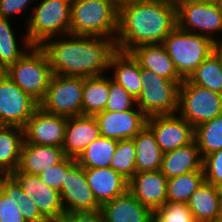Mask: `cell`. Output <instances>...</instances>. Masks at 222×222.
Segmentation results:
<instances>
[{"label":"cell","instance_id":"43","mask_svg":"<svg viewBox=\"0 0 222 222\" xmlns=\"http://www.w3.org/2000/svg\"><path fill=\"white\" fill-rule=\"evenodd\" d=\"M214 51L216 52V54L220 57L221 61H222V40H215L214 42Z\"/></svg>","mask_w":222,"mask_h":222},{"label":"cell","instance_id":"16","mask_svg":"<svg viewBox=\"0 0 222 222\" xmlns=\"http://www.w3.org/2000/svg\"><path fill=\"white\" fill-rule=\"evenodd\" d=\"M100 136L115 140L133 139L147 123V116L141 109L122 112L102 111L95 115Z\"/></svg>","mask_w":222,"mask_h":222},{"label":"cell","instance_id":"35","mask_svg":"<svg viewBox=\"0 0 222 222\" xmlns=\"http://www.w3.org/2000/svg\"><path fill=\"white\" fill-rule=\"evenodd\" d=\"M11 28L9 19L0 17V64L5 69L19 60L26 52L17 46L15 34Z\"/></svg>","mask_w":222,"mask_h":222},{"label":"cell","instance_id":"47","mask_svg":"<svg viewBox=\"0 0 222 222\" xmlns=\"http://www.w3.org/2000/svg\"><path fill=\"white\" fill-rule=\"evenodd\" d=\"M6 75V69L0 64V79Z\"/></svg>","mask_w":222,"mask_h":222},{"label":"cell","instance_id":"39","mask_svg":"<svg viewBox=\"0 0 222 222\" xmlns=\"http://www.w3.org/2000/svg\"><path fill=\"white\" fill-rule=\"evenodd\" d=\"M202 168L205 182L214 186L222 183V149L203 158Z\"/></svg>","mask_w":222,"mask_h":222},{"label":"cell","instance_id":"31","mask_svg":"<svg viewBox=\"0 0 222 222\" xmlns=\"http://www.w3.org/2000/svg\"><path fill=\"white\" fill-rule=\"evenodd\" d=\"M194 85L222 94V61L212 52L187 78Z\"/></svg>","mask_w":222,"mask_h":222},{"label":"cell","instance_id":"14","mask_svg":"<svg viewBox=\"0 0 222 222\" xmlns=\"http://www.w3.org/2000/svg\"><path fill=\"white\" fill-rule=\"evenodd\" d=\"M68 117L51 114L38 107L26 126L24 139L27 143L62 147Z\"/></svg>","mask_w":222,"mask_h":222},{"label":"cell","instance_id":"50","mask_svg":"<svg viewBox=\"0 0 222 222\" xmlns=\"http://www.w3.org/2000/svg\"><path fill=\"white\" fill-rule=\"evenodd\" d=\"M5 127L6 125L0 119V131L3 130Z\"/></svg>","mask_w":222,"mask_h":222},{"label":"cell","instance_id":"18","mask_svg":"<svg viewBox=\"0 0 222 222\" xmlns=\"http://www.w3.org/2000/svg\"><path fill=\"white\" fill-rule=\"evenodd\" d=\"M100 136L99 125L95 116L78 115L68 117L63 151L66 157L76 159Z\"/></svg>","mask_w":222,"mask_h":222},{"label":"cell","instance_id":"9","mask_svg":"<svg viewBox=\"0 0 222 222\" xmlns=\"http://www.w3.org/2000/svg\"><path fill=\"white\" fill-rule=\"evenodd\" d=\"M85 78L52 75L39 107L48 113L66 117L82 115Z\"/></svg>","mask_w":222,"mask_h":222},{"label":"cell","instance_id":"28","mask_svg":"<svg viewBox=\"0 0 222 222\" xmlns=\"http://www.w3.org/2000/svg\"><path fill=\"white\" fill-rule=\"evenodd\" d=\"M110 95V78L103 75L85 78L82 115L95 116L105 110Z\"/></svg>","mask_w":222,"mask_h":222},{"label":"cell","instance_id":"26","mask_svg":"<svg viewBox=\"0 0 222 222\" xmlns=\"http://www.w3.org/2000/svg\"><path fill=\"white\" fill-rule=\"evenodd\" d=\"M136 147V172L160 170L163 152L152 131L145 126L134 138Z\"/></svg>","mask_w":222,"mask_h":222},{"label":"cell","instance_id":"42","mask_svg":"<svg viewBox=\"0 0 222 222\" xmlns=\"http://www.w3.org/2000/svg\"><path fill=\"white\" fill-rule=\"evenodd\" d=\"M31 0H0V17L9 19L12 14L28 8Z\"/></svg>","mask_w":222,"mask_h":222},{"label":"cell","instance_id":"5","mask_svg":"<svg viewBox=\"0 0 222 222\" xmlns=\"http://www.w3.org/2000/svg\"><path fill=\"white\" fill-rule=\"evenodd\" d=\"M214 42L212 38L186 32L176 26L164 39L162 45L171 57L179 75L187 79L214 52Z\"/></svg>","mask_w":222,"mask_h":222},{"label":"cell","instance_id":"45","mask_svg":"<svg viewBox=\"0 0 222 222\" xmlns=\"http://www.w3.org/2000/svg\"><path fill=\"white\" fill-rule=\"evenodd\" d=\"M215 187L218 193L219 201L222 204V183L215 185Z\"/></svg>","mask_w":222,"mask_h":222},{"label":"cell","instance_id":"37","mask_svg":"<svg viewBox=\"0 0 222 222\" xmlns=\"http://www.w3.org/2000/svg\"><path fill=\"white\" fill-rule=\"evenodd\" d=\"M137 104L136 99L121 85L110 79V95L105 111L122 112L132 109Z\"/></svg>","mask_w":222,"mask_h":222},{"label":"cell","instance_id":"8","mask_svg":"<svg viewBox=\"0 0 222 222\" xmlns=\"http://www.w3.org/2000/svg\"><path fill=\"white\" fill-rule=\"evenodd\" d=\"M177 114L194 128L222 114V94L191 84H180Z\"/></svg>","mask_w":222,"mask_h":222},{"label":"cell","instance_id":"2","mask_svg":"<svg viewBox=\"0 0 222 222\" xmlns=\"http://www.w3.org/2000/svg\"><path fill=\"white\" fill-rule=\"evenodd\" d=\"M176 26L171 0H133L119 8L116 48L130 53L141 45L162 44Z\"/></svg>","mask_w":222,"mask_h":222},{"label":"cell","instance_id":"41","mask_svg":"<svg viewBox=\"0 0 222 222\" xmlns=\"http://www.w3.org/2000/svg\"><path fill=\"white\" fill-rule=\"evenodd\" d=\"M59 222H106L102 210L65 213Z\"/></svg>","mask_w":222,"mask_h":222},{"label":"cell","instance_id":"6","mask_svg":"<svg viewBox=\"0 0 222 222\" xmlns=\"http://www.w3.org/2000/svg\"><path fill=\"white\" fill-rule=\"evenodd\" d=\"M183 81H171L141 68L142 89L136 99L137 108L147 116L177 113L179 88Z\"/></svg>","mask_w":222,"mask_h":222},{"label":"cell","instance_id":"10","mask_svg":"<svg viewBox=\"0 0 222 222\" xmlns=\"http://www.w3.org/2000/svg\"><path fill=\"white\" fill-rule=\"evenodd\" d=\"M176 18L179 29L207 36L214 41L212 34L222 31V5L202 0L182 2L176 6ZM195 29L199 32H194Z\"/></svg>","mask_w":222,"mask_h":222},{"label":"cell","instance_id":"23","mask_svg":"<svg viewBox=\"0 0 222 222\" xmlns=\"http://www.w3.org/2000/svg\"><path fill=\"white\" fill-rule=\"evenodd\" d=\"M203 159L196 141L163 153L160 171L167 179L196 170H203Z\"/></svg>","mask_w":222,"mask_h":222},{"label":"cell","instance_id":"12","mask_svg":"<svg viewBox=\"0 0 222 222\" xmlns=\"http://www.w3.org/2000/svg\"><path fill=\"white\" fill-rule=\"evenodd\" d=\"M38 107L7 75L0 79V119L6 126L24 128Z\"/></svg>","mask_w":222,"mask_h":222},{"label":"cell","instance_id":"44","mask_svg":"<svg viewBox=\"0 0 222 222\" xmlns=\"http://www.w3.org/2000/svg\"><path fill=\"white\" fill-rule=\"evenodd\" d=\"M112 2L118 9L125 4H129L133 0H108Z\"/></svg>","mask_w":222,"mask_h":222},{"label":"cell","instance_id":"19","mask_svg":"<svg viewBox=\"0 0 222 222\" xmlns=\"http://www.w3.org/2000/svg\"><path fill=\"white\" fill-rule=\"evenodd\" d=\"M65 158L62 147L31 144L24 140L19 165L15 172L39 175L49 167L61 163Z\"/></svg>","mask_w":222,"mask_h":222},{"label":"cell","instance_id":"4","mask_svg":"<svg viewBox=\"0 0 222 222\" xmlns=\"http://www.w3.org/2000/svg\"><path fill=\"white\" fill-rule=\"evenodd\" d=\"M71 0H42L27 20L25 50L50 40L58 33L66 37L70 30Z\"/></svg>","mask_w":222,"mask_h":222},{"label":"cell","instance_id":"20","mask_svg":"<svg viewBox=\"0 0 222 222\" xmlns=\"http://www.w3.org/2000/svg\"><path fill=\"white\" fill-rule=\"evenodd\" d=\"M85 176L101 205L128 191L129 181L111 167L85 169Z\"/></svg>","mask_w":222,"mask_h":222},{"label":"cell","instance_id":"27","mask_svg":"<svg viewBox=\"0 0 222 222\" xmlns=\"http://www.w3.org/2000/svg\"><path fill=\"white\" fill-rule=\"evenodd\" d=\"M187 205L198 222H216L221 205L216 187L204 181Z\"/></svg>","mask_w":222,"mask_h":222},{"label":"cell","instance_id":"32","mask_svg":"<svg viewBox=\"0 0 222 222\" xmlns=\"http://www.w3.org/2000/svg\"><path fill=\"white\" fill-rule=\"evenodd\" d=\"M204 181L203 170H196L169 178L167 181V201L187 203Z\"/></svg>","mask_w":222,"mask_h":222},{"label":"cell","instance_id":"3","mask_svg":"<svg viewBox=\"0 0 222 222\" xmlns=\"http://www.w3.org/2000/svg\"><path fill=\"white\" fill-rule=\"evenodd\" d=\"M119 9L108 0H71L69 34L116 39Z\"/></svg>","mask_w":222,"mask_h":222},{"label":"cell","instance_id":"13","mask_svg":"<svg viewBox=\"0 0 222 222\" xmlns=\"http://www.w3.org/2000/svg\"><path fill=\"white\" fill-rule=\"evenodd\" d=\"M146 126L154 134L163 153L186 146L195 138L194 127L176 114L148 117Z\"/></svg>","mask_w":222,"mask_h":222},{"label":"cell","instance_id":"24","mask_svg":"<svg viewBox=\"0 0 222 222\" xmlns=\"http://www.w3.org/2000/svg\"><path fill=\"white\" fill-rule=\"evenodd\" d=\"M109 68L114 69L112 80L137 99L142 89L141 67L133 55L117 50L110 58Z\"/></svg>","mask_w":222,"mask_h":222},{"label":"cell","instance_id":"49","mask_svg":"<svg viewBox=\"0 0 222 222\" xmlns=\"http://www.w3.org/2000/svg\"><path fill=\"white\" fill-rule=\"evenodd\" d=\"M175 6H177L178 4H181L182 2H186V1H194V0H171Z\"/></svg>","mask_w":222,"mask_h":222},{"label":"cell","instance_id":"1","mask_svg":"<svg viewBox=\"0 0 222 222\" xmlns=\"http://www.w3.org/2000/svg\"><path fill=\"white\" fill-rule=\"evenodd\" d=\"M67 37L38 45L54 75L86 78L103 75L109 69L110 58L117 51L114 39L72 34Z\"/></svg>","mask_w":222,"mask_h":222},{"label":"cell","instance_id":"15","mask_svg":"<svg viewBox=\"0 0 222 222\" xmlns=\"http://www.w3.org/2000/svg\"><path fill=\"white\" fill-rule=\"evenodd\" d=\"M11 175L18 181L23 191L34 201L40 213L49 222L60 221L65 211L59 191L45 184L39 175L23 172H13Z\"/></svg>","mask_w":222,"mask_h":222},{"label":"cell","instance_id":"29","mask_svg":"<svg viewBox=\"0 0 222 222\" xmlns=\"http://www.w3.org/2000/svg\"><path fill=\"white\" fill-rule=\"evenodd\" d=\"M21 185L11 175L0 178V222H27L19 209Z\"/></svg>","mask_w":222,"mask_h":222},{"label":"cell","instance_id":"33","mask_svg":"<svg viewBox=\"0 0 222 222\" xmlns=\"http://www.w3.org/2000/svg\"><path fill=\"white\" fill-rule=\"evenodd\" d=\"M202 159L222 149V114L194 128Z\"/></svg>","mask_w":222,"mask_h":222},{"label":"cell","instance_id":"40","mask_svg":"<svg viewBox=\"0 0 222 222\" xmlns=\"http://www.w3.org/2000/svg\"><path fill=\"white\" fill-rule=\"evenodd\" d=\"M19 209L27 222H49L39 211L34 201L23 191L18 199Z\"/></svg>","mask_w":222,"mask_h":222},{"label":"cell","instance_id":"11","mask_svg":"<svg viewBox=\"0 0 222 222\" xmlns=\"http://www.w3.org/2000/svg\"><path fill=\"white\" fill-rule=\"evenodd\" d=\"M60 199L65 213L97 211L102 206L89 187L85 169L77 161L65 171Z\"/></svg>","mask_w":222,"mask_h":222},{"label":"cell","instance_id":"22","mask_svg":"<svg viewBox=\"0 0 222 222\" xmlns=\"http://www.w3.org/2000/svg\"><path fill=\"white\" fill-rule=\"evenodd\" d=\"M143 69L171 81H184L162 44L141 45L130 52Z\"/></svg>","mask_w":222,"mask_h":222},{"label":"cell","instance_id":"46","mask_svg":"<svg viewBox=\"0 0 222 222\" xmlns=\"http://www.w3.org/2000/svg\"><path fill=\"white\" fill-rule=\"evenodd\" d=\"M212 4L222 5V0H202Z\"/></svg>","mask_w":222,"mask_h":222},{"label":"cell","instance_id":"7","mask_svg":"<svg viewBox=\"0 0 222 222\" xmlns=\"http://www.w3.org/2000/svg\"><path fill=\"white\" fill-rule=\"evenodd\" d=\"M30 51L10 65L6 75L39 103L45 96L53 72L38 46H32Z\"/></svg>","mask_w":222,"mask_h":222},{"label":"cell","instance_id":"21","mask_svg":"<svg viewBox=\"0 0 222 222\" xmlns=\"http://www.w3.org/2000/svg\"><path fill=\"white\" fill-rule=\"evenodd\" d=\"M101 210L106 222H152V211L129 191L105 202Z\"/></svg>","mask_w":222,"mask_h":222},{"label":"cell","instance_id":"30","mask_svg":"<svg viewBox=\"0 0 222 222\" xmlns=\"http://www.w3.org/2000/svg\"><path fill=\"white\" fill-rule=\"evenodd\" d=\"M118 140L99 136L76 158L84 169L110 167Z\"/></svg>","mask_w":222,"mask_h":222},{"label":"cell","instance_id":"48","mask_svg":"<svg viewBox=\"0 0 222 222\" xmlns=\"http://www.w3.org/2000/svg\"><path fill=\"white\" fill-rule=\"evenodd\" d=\"M216 222H222V204L220 205V210Z\"/></svg>","mask_w":222,"mask_h":222},{"label":"cell","instance_id":"34","mask_svg":"<svg viewBox=\"0 0 222 222\" xmlns=\"http://www.w3.org/2000/svg\"><path fill=\"white\" fill-rule=\"evenodd\" d=\"M136 147L133 139L118 141L110 167L128 181L135 175Z\"/></svg>","mask_w":222,"mask_h":222},{"label":"cell","instance_id":"36","mask_svg":"<svg viewBox=\"0 0 222 222\" xmlns=\"http://www.w3.org/2000/svg\"><path fill=\"white\" fill-rule=\"evenodd\" d=\"M152 222H198L187 203L167 201L159 209L152 212Z\"/></svg>","mask_w":222,"mask_h":222},{"label":"cell","instance_id":"17","mask_svg":"<svg viewBox=\"0 0 222 222\" xmlns=\"http://www.w3.org/2000/svg\"><path fill=\"white\" fill-rule=\"evenodd\" d=\"M167 181L160 170L136 172L129 180L128 191L153 212L167 202Z\"/></svg>","mask_w":222,"mask_h":222},{"label":"cell","instance_id":"25","mask_svg":"<svg viewBox=\"0 0 222 222\" xmlns=\"http://www.w3.org/2000/svg\"><path fill=\"white\" fill-rule=\"evenodd\" d=\"M24 140V128L6 126L0 131L1 175H9L17 170Z\"/></svg>","mask_w":222,"mask_h":222},{"label":"cell","instance_id":"38","mask_svg":"<svg viewBox=\"0 0 222 222\" xmlns=\"http://www.w3.org/2000/svg\"><path fill=\"white\" fill-rule=\"evenodd\" d=\"M76 161L74 158L66 157L61 163L42 171L39 176L49 187L60 192L62 182L65 179V171Z\"/></svg>","mask_w":222,"mask_h":222}]
</instances>
